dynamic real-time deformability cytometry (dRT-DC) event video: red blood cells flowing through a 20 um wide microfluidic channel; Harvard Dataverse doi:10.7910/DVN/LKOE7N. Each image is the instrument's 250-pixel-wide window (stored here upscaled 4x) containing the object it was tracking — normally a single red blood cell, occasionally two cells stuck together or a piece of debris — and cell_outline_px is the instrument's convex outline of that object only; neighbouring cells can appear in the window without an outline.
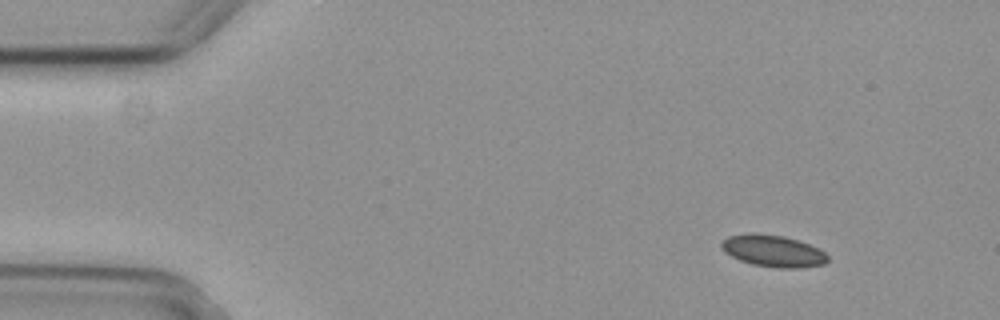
{"species": "common noctule bat (a hibernating species)", "species_latin": "Nyctalus noctula", "temperature_condition": "cold", "stored_images_in_passage": 4, "segment_of_instrument_passage": [2, 2], "camera_frame_rate_fps": 3000, "um_per_image_px": 0.085, "animal": {"sex": "female", "body_mass_g": 29.2, "forearm_length_mm": 56.3}, "frame": {"image": 1, "passage_image": 4, "time_ms": 1.0, "image_size_px": [1000, 320], "cell_outline_px": [[828, 260], [824, 264], [804, 268], [776, 268], [752, 264], [740, 260], [724, 252], [720, 248], [720, 240], [728, 236], [748, 232], [752, 232], [784, 236], [800, 240], [820, 248], [828, 256]], "centroid_in_image_um": [65.7, 21.32], "position_along_channel_um": 19.3, "area_um2": 20.17}}